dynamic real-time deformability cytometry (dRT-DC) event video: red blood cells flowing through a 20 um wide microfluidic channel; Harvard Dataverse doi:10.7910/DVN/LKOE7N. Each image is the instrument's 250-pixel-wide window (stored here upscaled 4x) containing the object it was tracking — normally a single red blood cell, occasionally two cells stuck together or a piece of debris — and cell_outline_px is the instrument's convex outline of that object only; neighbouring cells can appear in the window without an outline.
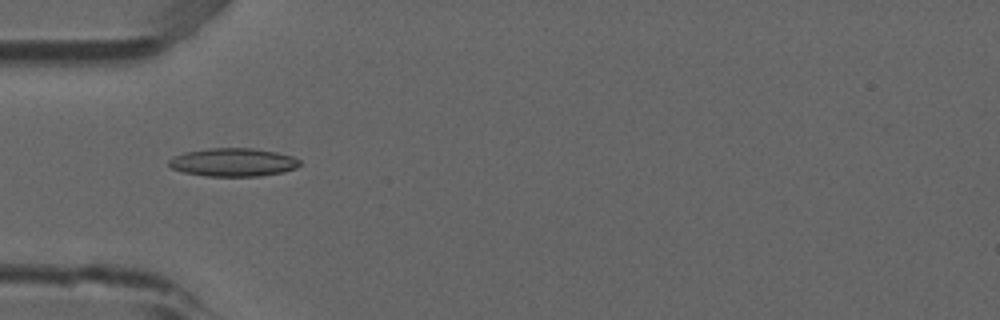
{"species": "common noctule bat (a hibernating species)", "species_latin": "Nyctalus noctula", "temperature_condition": "room temperature", "stored_images_in_passage": 5, "camera_frame_rate_fps": 3000, "um_per_image_px": 0.085, "animal": {"sex": "male", "forearm_length_mm": 52.5}, "frame": {"image": 1, "passage_image": 1, "time_ms": 0.0, "image_size_px": [1000, 320], "cell_outline_px": [[300, 164], [296, 168], [284, 172], [260, 176], [208, 176], [184, 172], [172, 168], [168, 164], [168, 160], [172, 156], [184, 152], [208, 148], [252, 148], [276, 152], [292, 156], [300, 160]], "centroid_in_image_um": [19.81, 13.79], "position_along_channel_um": 65.2, "area_um2": 21.62}}
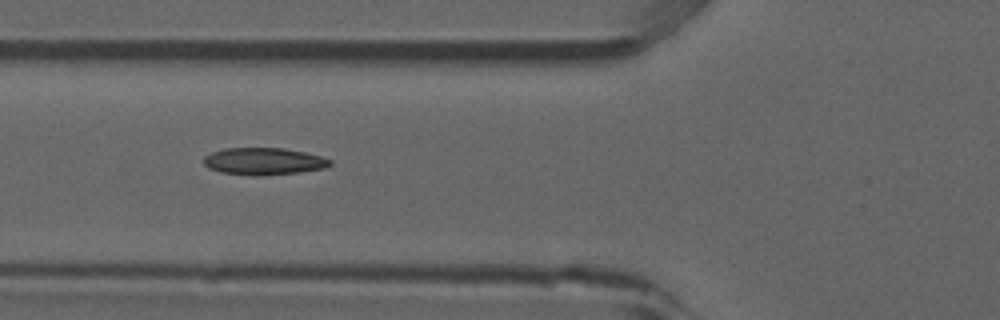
{"frame": {"image": 2, "passage_image": 2, "time_ms": 0.333, "image_size_px": [1000, 320], "cell_outline_px": [[332, 164], [324, 168], [300, 172], [264, 176], [252, 176], [220, 172], [208, 168], [204, 164], [204, 156], [212, 152], [224, 148], [284, 148], [304, 152], [320, 156], [332, 160]], "centroid_in_image_um": [22.4, 13.72], "position_along_channel_um": 103.4, "area_um2": 20.11}}
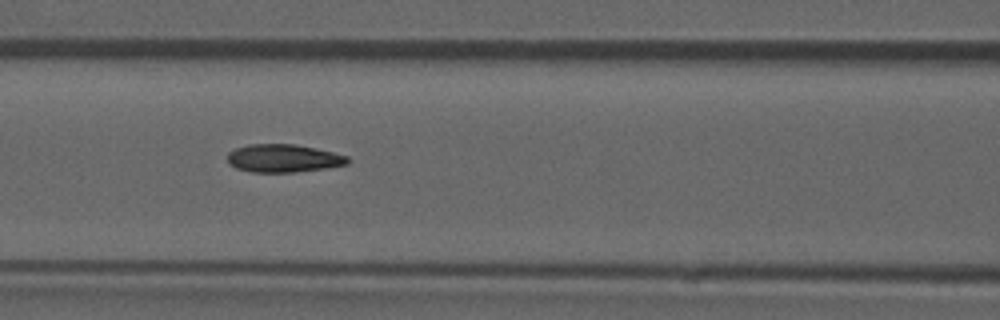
{"frame": {"image": 3, "passage_image": 3, "time_ms": 0.667, "image_size_px": [1000, 320], "cell_outline_px": [[348, 164], [328, 168], [292, 172], [252, 172], [236, 168], [228, 164], [228, 152], [236, 148], [248, 144], [296, 144], [316, 148], [348, 156]], "centroid_in_image_um": [24.08, 13.45], "position_along_channel_um": 142.5, "area_um2": 19.65}}